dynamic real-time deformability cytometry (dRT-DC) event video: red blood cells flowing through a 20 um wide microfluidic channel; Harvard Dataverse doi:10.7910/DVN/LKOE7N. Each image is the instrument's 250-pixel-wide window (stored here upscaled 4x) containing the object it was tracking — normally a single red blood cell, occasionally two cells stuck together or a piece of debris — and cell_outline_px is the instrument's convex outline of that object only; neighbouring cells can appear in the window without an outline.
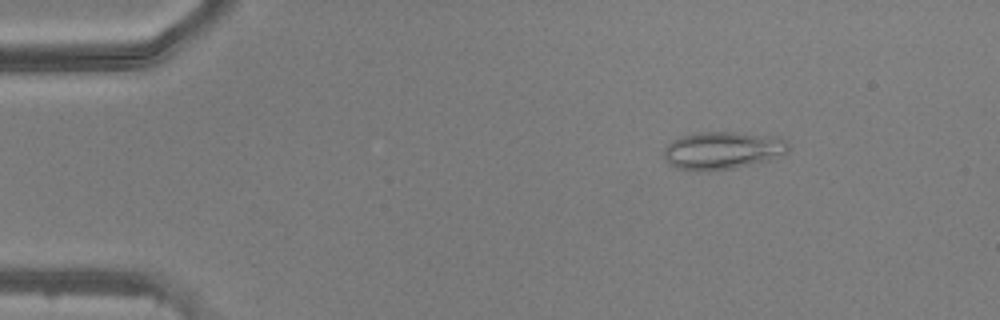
{"species": "common noctule bat (a hibernating species)", "species_latin": "Nyctalus noctula", "temperature_condition": "warm", "stored_images_in_passage": 49, "camera_frame_rate_fps": 3000, "um_per_image_px": 0.085, "animal": {"sex": "male", "body_mass_g": 20.5, "forearm_length_mm": 52.5}, "frame": {"image": 1, "passage_image": 7, "time_ms": 2.0, "image_size_px": [1000, 320], "cell_outline_px": [[788, 152], [768, 160], [736, 168], [708, 172], [700, 172], [676, 168], [664, 160], [664, 148], [672, 140], [696, 132], [736, 132], [780, 136], [788, 140]], "centroid_in_image_um": [61.42, 12.79], "position_along_channel_um": 23.6, "area_um2": 27.86}}
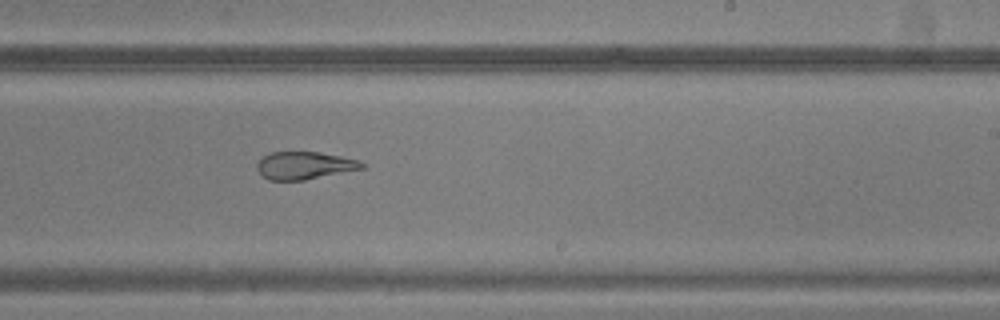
{"frame": {"image": 2, "passage_image": 30, "time_ms": 9.667, "image_size_px": [1000, 320], "cell_outline_px": [[368, 168], [304, 180], [268, 180], [260, 176], [256, 168], [256, 164], [264, 156], [272, 152], [320, 152], [340, 156], [356, 160], [368, 164]], "centroid_in_image_um": [25.91, 14.08], "position_along_channel_um": 263.1, "area_um2": 17.11}}
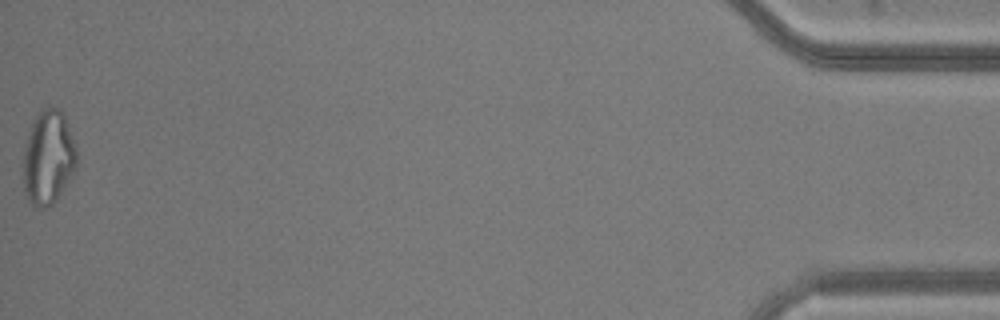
{"frame": {"image": 3, "passage_image": 49, "time_ms": 16.0, "image_size_px": [1000, 320], "cell_outline_px": [[76, 168], [72, 176], [52, 204], [48, 208], [40, 208], [32, 204], [28, 200], [24, 192], [24, 148], [32, 120], [44, 108], [56, 108], [64, 116], [76, 144]], "centroid_in_image_um": [4.1, 13.41], "position_along_channel_um": 431.1, "area_um2": 29.07}}